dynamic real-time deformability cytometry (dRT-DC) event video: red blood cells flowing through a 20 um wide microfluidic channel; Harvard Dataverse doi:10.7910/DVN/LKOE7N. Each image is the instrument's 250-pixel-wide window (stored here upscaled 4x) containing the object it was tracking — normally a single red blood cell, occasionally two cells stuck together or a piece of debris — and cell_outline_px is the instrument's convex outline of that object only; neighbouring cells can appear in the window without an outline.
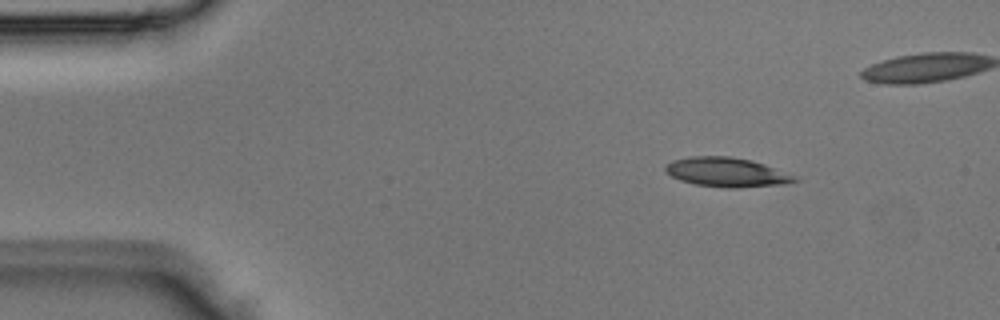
{"species": "Egyptian fruit bat (a non-hibernating species)", "species_latin": "Rousettus aegyptiacus", "temperature_condition": "room temperature", "stored_images_in_passage": 4, "camera_frame_rate_fps": 3000, "um_per_image_px": 0.085, "animal": {"sex": "male"}, "frame": {"image": 1, "passage_image": 1, "time_ms": 0.0, "image_size_px": [1000, 320], "cell_outline_px": [[800, 180], [780, 184], [736, 188], [724, 188], [696, 184], [680, 180], [664, 172], [664, 168], [672, 160], [688, 156], [728, 156], [752, 160], [764, 164], [796, 176]], "centroid_in_image_um": [61.73, 14.63], "position_along_channel_um": 23.3, "area_um2": 22.02}}
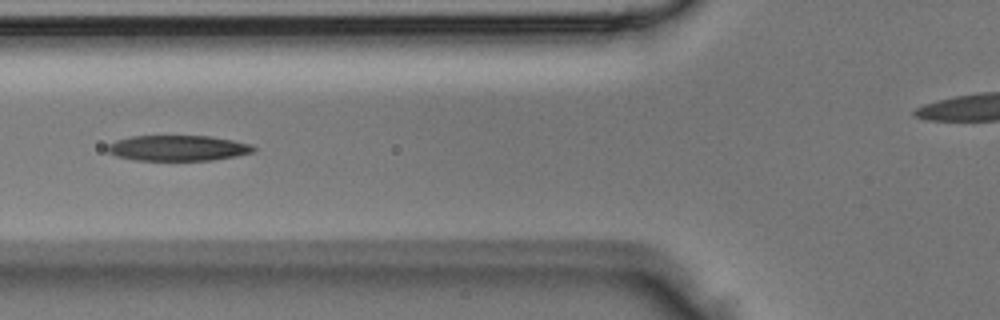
{"frame": {"image": 2, "passage_image": 4, "time_ms": 1.0, "image_size_px": [1000, 320], "cell_outline_px": [[256, 152], [236, 156], [212, 160], [136, 160], [116, 156], [108, 152], [108, 144], [116, 140], [132, 136], [212, 136], [252, 144], [256, 148]], "centroid_in_image_um": [15.16, 12.58], "position_along_channel_um": 110.6, "area_um2": 21.79}}